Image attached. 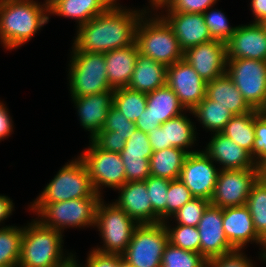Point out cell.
Wrapping results in <instances>:
<instances>
[{
  "mask_svg": "<svg viewBox=\"0 0 266 267\" xmlns=\"http://www.w3.org/2000/svg\"><path fill=\"white\" fill-rule=\"evenodd\" d=\"M118 5L114 2L104 13L80 25L72 46L78 51L105 53L134 44L146 8L140 11Z\"/></svg>",
  "mask_w": 266,
  "mask_h": 267,
  "instance_id": "6da1fadb",
  "label": "cell"
},
{
  "mask_svg": "<svg viewBox=\"0 0 266 267\" xmlns=\"http://www.w3.org/2000/svg\"><path fill=\"white\" fill-rule=\"evenodd\" d=\"M49 21L44 3L34 0H0V39L4 48L28 42Z\"/></svg>",
  "mask_w": 266,
  "mask_h": 267,
  "instance_id": "7a4b0ae2",
  "label": "cell"
},
{
  "mask_svg": "<svg viewBox=\"0 0 266 267\" xmlns=\"http://www.w3.org/2000/svg\"><path fill=\"white\" fill-rule=\"evenodd\" d=\"M63 235L33 219L23 227L18 267H60L74 254L63 256Z\"/></svg>",
  "mask_w": 266,
  "mask_h": 267,
  "instance_id": "3957f363",
  "label": "cell"
},
{
  "mask_svg": "<svg viewBox=\"0 0 266 267\" xmlns=\"http://www.w3.org/2000/svg\"><path fill=\"white\" fill-rule=\"evenodd\" d=\"M147 13L149 11L142 15L136 28L135 42L139 53L166 66L182 60L184 52L173 29L160 13L156 14L157 16L154 14V17H150Z\"/></svg>",
  "mask_w": 266,
  "mask_h": 267,
  "instance_id": "277c9868",
  "label": "cell"
},
{
  "mask_svg": "<svg viewBox=\"0 0 266 267\" xmlns=\"http://www.w3.org/2000/svg\"><path fill=\"white\" fill-rule=\"evenodd\" d=\"M102 197L77 198L54 203H32L44 225L61 233L68 227H95L96 208Z\"/></svg>",
  "mask_w": 266,
  "mask_h": 267,
  "instance_id": "5b68a950",
  "label": "cell"
},
{
  "mask_svg": "<svg viewBox=\"0 0 266 267\" xmlns=\"http://www.w3.org/2000/svg\"><path fill=\"white\" fill-rule=\"evenodd\" d=\"M72 49L68 71L71 97L112 89L107 79L105 53L78 51L74 46Z\"/></svg>",
  "mask_w": 266,
  "mask_h": 267,
  "instance_id": "8992f818",
  "label": "cell"
},
{
  "mask_svg": "<svg viewBox=\"0 0 266 267\" xmlns=\"http://www.w3.org/2000/svg\"><path fill=\"white\" fill-rule=\"evenodd\" d=\"M87 197L102 196L94 191L88 169L78 156L61 167L33 203H54Z\"/></svg>",
  "mask_w": 266,
  "mask_h": 267,
  "instance_id": "52a82bcc",
  "label": "cell"
},
{
  "mask_svg": "<svg viewBox=\"0 0 266 267\" xmlns=\"http://www.w3.org/2000/svg\"><path fill=\"white\" fill-rule=\"evenodd\" d=\"M102 200L96 208L95 226L100 231L103 246L94 249L122 256L131 241L134 229L139 224L113 202L105 205Z\"/></svg>",
  "mask_w": 266,
  "mask_h": 267,
  "instance_id": "ba28073f",
  "label": "cell"
},
{
  "mask_svg": "<svg viewBox=\"0 0 266 267\" xmlns=\"http://www.w3.org/2000/svg\"><path fill=\"white\" fill-rule=\"evenodd\" d=\"M168 233L164 223L138 225L122 255L131 267H161Z\"/></svg>",
  "mask_w": 266,
  "mask_h": 267,
  "instance_id": "9c48e42d",
  "label": "cell"
},
{
  "mask_svg": "<svg viewBox=\"0 0 266 267\" xmlns=\"http://www.w3.org/2000/svg\"><path fill=\"white\" fill-rule=\"evenodd\" d=\"M226 74L256 110H266V61L227 59Z\"/></svg>",
  "mask_w": 266,
  "mask_h": 267,
  "instance_id": "30bf717a",
  "label": "cell"
},
{
  "mask_svg": "<svg viewBox=\"0 0 266 267\" xmlns=\"http://www.w3.org/2000/svg\"><path fill=\"white\" fill-rule=\"evenodd\" d=\"M80 154L86 165L94 191L101 194L102 186L118 189L126 183V174L120 153L99 149L92 141Z\"/></svg>",
  "mask_w": 266,
  "mask_h": 267,
  "instance_id": "8fae6325",
  "label": "cell"
},
{
  "mask_svg": "<svg viewBox=\"0 0 266 267\" xmlns=\"http://www.w3.org/2000/svg\"><path fill=\"white\" fill-rule=\"evenodd\" d=\"M258 178V168L220 169L210 204L220 208L246 205Z\"/></svg>",
  "mask_w": 266,
  "mask_h": 267,
  "instance_id": "7c38bea8",
  "label": "cell"
},
{
  "mask_svg": "<svg viewBox=\"0 0 266 267\" xmlns=\"http://www.w3.org/2000/svg\"><path fill=\"white\" fill-rule=\"evenodd\" d=\"M204 151L189 153L184 161L179 179L195 198L211 200L220 168Z\"/></svg>",
  "mask_w": 266,
  "mask_h": 267,
  "instance_id": "4fadbf2b",
  "label": "cell"
},
{
  "mask_svg": "<svg viewBox=\"0 0 266 267\" xmlns=\"http://www.w3.org/2000/svg\"><path fill=\"white\" fill-rule=\"evenodd\" d=\"M166 84L187 111H192L206 97L207 82L184 59L167 66Z\"/></svg>",
  "mask_w": 266,
  "mask_h": 267,
  "instance_id": "5bb4252c",
  "label": "cell"
},
{
  "mask_svg": "<svg viewBox=\"0 0 266 267\" xmlns=\"http://www.w3.org/2000/svg\"><path fill=\"white\" fill-rule=\"evenodd\" d=\"M183 59L205 82L212 81L226 73V43L215 39L201 43L186 49Z\"/></svg>",
  "mask_w": 266,
  "mask_h": 267,
  "instance_id": "9a60e30c",
  "label": "cell"
},
{
  "mask_svg": "<svg viewBox=\"0 0 266 267\" xmlns=\"http://www.w3.org/2000/svg\"><path fill=\"white\" fill-rule=\"evenodd\" d=\"M222 220L223 208L209 204L198 223L200 254L206 260L235 250L225 236Z\"/></svg>",
  "mask_w": 266,
  "mask_h": 267,
  "instance_id": "2e32d148",
  "label": "cell"
},
{
  "mask_svg": "<svg viewBox=\"0 0 266 267\" xmlns=\"http://www.w3.org/2000/svg\"><path fill=\"white\" fill-rule=\"evenodd\" d=\"M227 59L266 61V28L260 23L237 26L226 42Z\"/></svg>",
  "mask_w": 266,
  "mask_h": 267,
  "instance_id": "e0dca14e",
  "label": "cell"
},
{
  "mask_svg": "<svg viewBox=\"0 0 266 267\" xmlns=\"http://www.w3.org/2000/svg\"><path fill=\"white\" fill-rule=\"evenodd\" d=\"M153 153L148 135L135 129L120 153L125 169L126 182L145 181L150 175V157Z\"/></svg>",
  "mask_w": 266,
  "mask_h": 267,
  "instance_id": "ac0fdd59",
  "label": "cell"
},
{
  "mask_svg": "<svg viewBox=\"0 0 266 267\" xmlns=\"http://www.w3.org/2000/svg\"><path fill=\"white\" fill-rule=\"evenodd\" d=\"M118 200L113 202L124 210L136 223L156 224L159 216L153 211L145 181L126 182L117 189Z\"/></svg>",
  "mask_w": 266,
  "mask_h": 267,
  "instance_id": "d6986e66",
  "label": "cell"
},
{
  "mask_svg": "<svg viewBox=\"0 0 266 267\" xmlns=\"http://www.w3.org/2000/svg\"><path fill=\"white\" fill-rule=\"evenodd\" d=\"M161 15L173 29L183 52L193 46L206 43L211 37L202 13L166 12Z\"/></svg>",
  "mask_w": 266,
  "mask_h": 267,
  "instance_id": "ffe728a7",
  "label": "cell"
},
{
  "mask_svg": "<svg viewBox=\"0 0 266 267\" xmlns=\"http://www.w3.org/2000/svg\"><path fill=\"white\" fill-rule=\"evenodd\" d=\"M222 221L225 236L234 249L241 250L252 241L262 246V238L254 228L246 205L223 208Z\"/></svg>",
  "mask_w": 266,
  "mask_h": 267,
  "instance_id": "44dd1931",
  "label": "cell"
},
{
  "mask_svg": "<svg viewBox=\"0 0 266 267\" xmlns=\"http://www.w3.org/2000/svg\"><path fill=\"white\" fill-rule=\"evenodd\" d=\"M113 94L114 89H110L98 94L71 97L78 109L81 126L90 132V138L103 129L107 112L113 105Z\"/></svg>",
  "mask_w": 266,
  "mask_h": 267,
  "instance_id": "7402d4cb",
  "label": "cell"
},
{
  "mask_svg": "<svg viewBox=\"0 0 266 267\" xmlns=\"http://www.w3.org/2000/svg\"><path fill=\"white\" fill-rule=\"evenodd\" d=\"M210 142L204 152L214 162L222 165V170L234 169L243 170L257 168L250 153L242 147H239L230 138L220 133H212Z\"/></svg>",
  "mask_w": 266,
  "mask_h": 267,
  "instance_id": "603a6c76",
  "label": "cell"
},
{
  "mask_svg": "<svg viewBox=\"0 0 266 267\" xmlns=\"http://www.w3.org/2000/svg\"><path fill=\"white\" fill-rule=\"evenodd\" d=\"M138 53L136 42L124 48L105 52L107 79L112 89L128 86Z\"/></svg>",
  "mask_w": 266,
  "mask_h": 267,
  "instance_id": "cb8c5ba5",
  "label": "cell"
},
{
  "mask_svg": "<svg viewBox=\"0 0 266 267\" xmlns=\"http://www.w3.org/2000/svg\"><path fill=\"white\" fill-rule=\"evenodd\" d=\"M167 66L138 53L128 88L148 94L166 84Z\"/></svg>",
  "mask_w": 266,
  "mask_h": 267,
  "instance_id": "d4e9b609",
  "label": "cell"
},
{
  "mask_svg": "<svg viewBox=\"0 0 266 267\" xmlns=\"http://www.w3.org/2000/svg\"><path fill=\"white\" fill-rule=\"evenodd\" d=\"M206 97L227 107L232 115H241L254 110L226 73L207 82Z\"/></svg>",
  "mask_w": 266,
  "mask_h": 267,
  "instance_id": "484cf974",
  "label": "cell"
},
{
  "mask_svg": "<svg viewBox=\"0 0 266 267\" xmlns=\"http://www.w3.org/2000/svg\"><path fill=\"white\" fill-rule=\"evenodd\" d=\"M146 95V111H149L152 117V130L186 111L174 91L167 84Z\"/></svg>",
  "mask_w": 266,
  "mask_h": 267,
  "instance_id": "4316f807",
  "label": "cell"
},
{
  "mask_svg": "<svg viewBox=\"0 0 266 267\" xmlns=\"http://www.w3.org/2000/svg\"><path fill=\"white\" fill-rule=\"evenodd\" d=\"M117 0H61L50 10V14L75 19L77 27L104 13Z\"/></svg>",
  "mask_w": 266,
  "mask_h": 267,
  "instance_id": "83f0119b",
  "label": "cell"
},
{
  "mask_svg": "<svg viewBox=\"0 0 266 267\" xmlns=\"http://www.w3.org/2000/svg\"><path fill=\"white\" fill-rule=\"evenodd\" d=\"M188 154L185 150L175 147L154 151L149 160L151 176L165 178L170 181L179 179Z\"/></svg>",
  "mask_w": 266,
  "mask_h": 267,
  "instance_id": "f1b7e54d",
  "label": "cell"
},
{
  "mask_svg": "<svg viewBox=\"0 0 266 267\" xmlns=\"http://www.w3.org/2000/svg\"><path fill=\"white\" fill-rule=\"evenodd\" d=\"M184 113L169 119L161 126L163 127L165 137V148H179L188 153H195L197 151L187 150L191 148L196 139V127L191 122L190 118H187Z\"/></svg>",
  "mask_w": 266,
  "mask_h": 267,
  "instance_id": "f546056e",
  "label": "cell"
},
{
  "mask_svg": "<svg viewBox=\"0 0 266 267\" xmlns=\"http://www.w3.org/2000/svg\"><path fill=\"white\" fill-rule=\"evenodd\" d=\"M255 109L241 115H234L221 133L230 138L239 147L247 150L252 157L255 141Z\"/></svg>",
  "mask_w": 266,
  "mask_h": 267,
  "instance_id": "4dcf8cb0",
  "label": "cell"
},
{
  "mask_svg": "<svg viewBox=\"0 0 266 267\" xmlns=\"http://www.w3.org/2000/svg\"><path fill=\"white\" fill-rule=\"evenodd\" d=\"M189 113L198 118L205 130L213 133H220L230 119L234 116L227 107L217 104L205 97L192 111Z\"/></svg>",
  "mask_w": 266,
  "mask_h": 267,
  "instance_id": "1f68e13d",
  "label": "cell"
},
{
  "mask_svg": "<svg viewBox=\"0 0 266 267\" xmlns=\"http://www.w3.org/2000/svg\"><path fill=\"white\" fill-rule=\"evenodd\" d=\"M113 106L135 123L146 109L147 95L128 87L118 88L114 90Z\"/></svg>",
  "mask_w": 266,
  "mask_h": 267,
  "instance_id": "d6a6232c",
  "label": "cell"
},
{
  "mask_svg": "<svg viewBox=\"0 0 266 267\" xmlns=\"http://www.w3.org/2000/svg\"><path fill=\"white\" fill-rule=\"evenodd\" d=\"M23 228L5 226L0 228V267H18Z\"/></svg>",
  "mask_w": 266,
  "mask_h": 267,
  "instance_id": "836d02e7",
  "label": "cell"
},
{
  "mask_svg": "<svg viewBox=\"0 0 266 267\" xmlns=\"http://www.w3.org/2000/svg\"><path fill=\"white\" fill-rule=\"evenodd\" d=\"M246 206L250 211L257 234L262 237L266 233V181L259 178L256 180L247 198Z\"/></svg>",
  "mask_w": 266,
  "mask_h": 267,
  "instance_id": "e575fe53",
  "label": "cell"
},
{
  "mask_svg": "<svg viewBox=\"0 0 266 267\" xmlns=\"http://www.w3.org/2000/svg\"><path fill=\"white\" fill-rule=\"evenodd\" d=\"M207 260L200 254L171 245L164 248L161 267H206Z\"/></svg>",
  "mask_w": 266,
  "mask_h": 267,
  "instance_id": "d590c367",
  "label": "cell"
},
{
  "mask_svg": "<svg viewBox=\"0 0 266 267\" xmlns=\"http://www.w3.org/2000/svg\"><path fill=\"white\" fill-rule=\"evenodd\" d=\"M167 220L163 221L168 233V242L178 248L200 253V236L197 227L178 225L171 228L167 225Z\"/></svg>",
  "mask_w": 266,
  "mask_h": 267,
  "instance_id": "8d00e7d4",
  "label": "cell"
},
{
  "mask_svg": "<svg viewBox=\"0 0 266 267\" xmlns=\"http://www.w3.org/2000/svg\"><path fill=\"white\" fill-rule=\"evenodd\" d=\"M153 211L159 216V223L166 220V199L170 180L149 176L145 180Z\"/></svg>",
  "mask_w": 266,
  "mask_h": 267,
  "instance_id": "74e56055",
  "label": "cell"
},
{
  "mask_svg": "<svg viewBox=\"0 0 266 267\" xmlns=\"http://www.w3.org/2000/svg\"><path fill=\"white\" fill-rule=\"evenodd\" d=\"M208 8L204 13L205 24L208 27L211 37L215 40L227 42L235 32L236 27L229 26V22L225 14L220 10Z\"/></svg>",
  "mask_w": 266,
  "mask_h": 267,
  "instance_id": "f35d334b",
  "label": "cell"
},
{
  "mask_svg": "<svg viewBox=\"0 0 266 267\" xmlns=\"http://www.w3.org/2000/svg\"><path fill=\"white\" fill-rule=\"evenodd\" d=\"M209 204V200L194 197L176 211L171 218H174L178 225L197 227Z\"/></svg>",
  "mask_w": 266,
  "mask_h": 267,
  "instance_id": "ab89813d",
  "label": "cell"
},
{
  "mask_svg": "<svg viewBox=\"0 0 266 267\" xmlns=\"http://www.w3.org/2000/svg\"><path fill=\"white\" fill-rule=\"evenodd\" d=\"M217 0H162L153 10L165 8L166 12L204 13L208 8H213ZM167 8H166V7Z\"/></svg>",
  "mask_w": 266,
  "mask_h": 267,
  "instance_id": "60d3db41",
  "label": "cell"
},
{
  "mask_svg": "<svg viewBox=\"0 0 266 267\" xmlns=\"http://www.w3.org/2000/svg\"><path fill=\"white\" fill-rule=\"evenodd\" d=\"M192 198L194 197L190 190L180 179L171 180L166 199V220L171 219L170 217Z\"/></svg>",
  "mask_w": 266,
  "mask_h": 267,
  "instance_id": "b9f144b4",
  "label": "cell"
},
{
  "mask_svg": "<svg viewBox=\"0 0 266 267\" xmlns=\"http://www.w3.org/2000/svg\"><path fill=\"white\" fill-rule=\"evenodd\" d=\"M135 129L134 122L128 120L112 105L107 112L106 122L101 131H115V135H120L127 141Z\"/></svg>",
  "mask_w": 266,
  "mask_h": 267,
  "instance_id": "7bdbcfd3",
  "label": "cell"
},
{
  "mask_svg": "<svg viewBox=\"0 0 266 267\" xmlns=\"http://www.w3.org/2000/svg\"><path fill=\"white\" fill-rule=\"evenodd\" d=\"M255 141L252 158L258 164L266 157V110L255 109Z\"/></svg>",
  "mask_w": 266,
  "mask_h": 267,
  "instance_id": "ee69618b",
  "label": "cell"
},
{
  "mask_svg": "<svg viewBox=\"0 0 266 267\" xmlns=\"http://www.w3.org/2000/svg\"><path fill=\"white\" fill-rule=\"evenodd\" d=\"M242 250L235 249L226 254L207 260L206 267H253L252 260Z\"/></svg>",
  "mask_w": 266,
  "mask_h": 267,
  "instance_id": "f6af8a7d",
  "label": "cell"
},
{
  "mask_svg": "<svg viewBox=\"0 0 266 267\" xmlns=\"http://www.w3.org/2000/svg\"><path fill=\"white\" fill-rule=\"evenodd\" d=\"M99 149L121 153L126 145V140L120 135H115V131H98L90 138Z\"/></svg>",
  "mask_w": 266,
  "mask_h": 267,
  "instance_id": "bcb514c9",
  "label": "cell"
},
{
  "mask_svg": "<svg viewBox=\"0 0 266 267\" xmlns=\"http://www.w3.org/2000/svg\"><path fill=\"white\" fill-rule=\"evenodd\" d=\"M123 257L116 254H106L95 249L90 251L85 267H120ZM83 266V267H84Z\"/></svg>",
  "mask_w": 266,
  "mask_h": 267,
  "instance_id": "7dc6e473",
  "label": "cell"
},
{
  "mask_svg": "<svg viewBox=\"0 0 266 267\" xmlns=\"http://www.w3.org/2000/svg\"><path fill=\"white\" fill-rule=\"evenodd\" d=\"M8 109L0 102V141L9 136L13 130L12 117Z\"/></svg>",
  "mask_w": 266,
  "mask_h": 267,
  "instance_id": "c3c4849f",
  "label": "cell"
},
{
  "mask_svg": "<svg viewBox=\"0 0 266 267\" xmlns=\"http://www.w3.org/2000/svg\"><path fill=\"white\" fill-rule=\"evenodd\" d=\"M147 135L153 152L165 149V137L162 126L149 131Z\"/></svg>",
  "mask_w": 266,
  "mask_h": 267,
  "instance_id": "681fc988",
  "label": "cell"
},
{
  "mask_svg": "<svg viewBox=\"0 0 266 267\" xmlns=\"http://www.w3.org/2000/svg\"><path fill=\"white\" fill-rule=\"evenodd\" d=\"M250 8L253 12V23L263 24L266 21V0H251Z\"/></svg>",
  "mask_w": 266,
  "mask_h": 267,
  "instance_id": "f907efd6",
  "label": "cell"
},
{
  "mask_svg": "<svg viewBox=\"0 0 266 267\" xmlns=\"http://www.w3.org/2000/svg\"><path fill=\"white\" fill-rule=\"evenodd\" d=\"M12 200L5 195H0V223L6 220L14 211Z\"/></svg>",
  "mask_w": 266,
  "mask_h": 267,
  "instance_id": "816d5d0a",
  "label": "cell"
},
{
  "mask_svg": "<svg viewBox=\"0 0 266 267\" xmlns=\"http://www.w3.org/2000/svg\"><path fill=\"white\" fill-rule=\"evenodd\" d=\"M135 128L141 130L142 132L148 134L152 131V117L149 111H145L140 115L139 119L134 123Z\"/></svg>",
  "mask_w": 266,
  "mask_h": 267,
  "instance_id": "f5cc1de1",
  "label": "cell"
},
{
  "mask_svg": "<svg viewBox=\"0 0 266 267\" xmlns=\"http://www.w3.org/2000/svg\"><path fill=\"white\" fill-rule=\"evenodd\" d=\"M257 168L259 179L266 181V157L257 164Z\"/></svg>",
  "mask_w": 266,
  "mask_h": 267,
  "instance_id": "db71d44e",
  "label": "cell"
},
{
  "mask_svg": "<svg viewBox=\"0 0 266 267\" xmlns=\"http://www.w3.org/2000/svg\"><path fill=\"white\" fill-rule=\"evenodd\" d=\"M261 238H262V247H261L262 250L260 256L261 260L266 261V233Z\"/></svg>",
  "mask_w": 266,
  "mask_h": 267,
  "instance_id": "11a10c76",
  "label": "cell"
},
{
  "mask_svg": "<svg viewBox=\"0 0 266 267\" xmlns=\"http://www.w3.org/2000/svg\"><path fill=\"white\" fill-rule=\"evenodd\" d=\"M75 258H76L75 255H74V257L72 256V258H70L64 265H62L60 267H81V265H79L77 263V260H75Z\"/></svg>",
  "mask_w": 266,
  "mask_h": 267,
  "instance_id": "9f6ffc18",
  "label": "cell"
},
{
  "mask_svg": "<svg viewBox=\"0 0 266 267\" xmlns=\"http://www.w3.org/2000/svg\"><path fill=\"white\" fill-rule=\"evenodd\" d=\"M61 0H45V7L50 10L57 2H59Z\"/></svg>",
  "mask_w": 266,
  "mask_h": 267,
  "instance_id": "6f0895ef",
  "label": "cell"
},
{
  "mask_svg": "<svg viewBox=\"0 0 266 267\" xmlns=\"http://www.w3.org/2000/svg\"><path fill=\"white\" fill-rule=\"evenodd\" d=\"M151 2L150 6H152V8L159 2H162V0H149V3Z\"/></svg>",
  "mask_w": 266,
  "mask_h": 267,
  "instance_id": "680465c9",
  "label": "cell"
},
{
  "mask_svg": "<svg viewBox=\"0 0 266 267\" xmlns=\"http://www.w3.org/2000/svg\"><path fill=\"white\" fill-rule=\"evenodd\" d=\"M120 267H131V266L122 260L120 263Z\"/></svg>",
  "mask_w": 266,
  "mask_h": 267,
  "instance_id": "91938a15",
  "label": "cell"
}]
</instances>
